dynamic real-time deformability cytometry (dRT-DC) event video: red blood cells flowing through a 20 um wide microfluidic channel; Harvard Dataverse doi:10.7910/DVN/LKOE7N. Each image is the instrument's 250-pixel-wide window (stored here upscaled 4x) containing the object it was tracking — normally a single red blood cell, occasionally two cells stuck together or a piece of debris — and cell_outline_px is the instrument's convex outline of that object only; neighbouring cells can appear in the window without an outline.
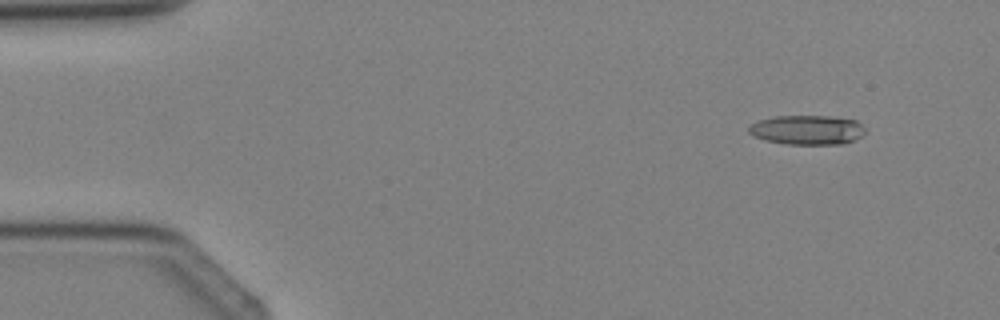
{"species": "Egyptian fruit bat (a non-hibernating species)", "species_latin": "Rousettus aegyptiacus", "temperature_condition": "cold", "stored_images_in_passage": 3, "camera_frame_rate_fps": 3000, "um_per_image_px": 0.085, "animal": {"sex": "female"}, "frame": {"image": 1, "passage_image": 1, "time_ms": 0.0, "image_size_px": [1000, 320], "cell_outline_px": [[868, 132], [856, 140], [844, 144], [784, 144], [764, 140], [748, 132], [748, 128], [752, 124], [760, 120], [776, 116], [828, 116], [856, 120]], "centroid_in_image_um": [68.66, 11.05], "position_along_channel_um": 16.3, "area_um2": 20.06}}
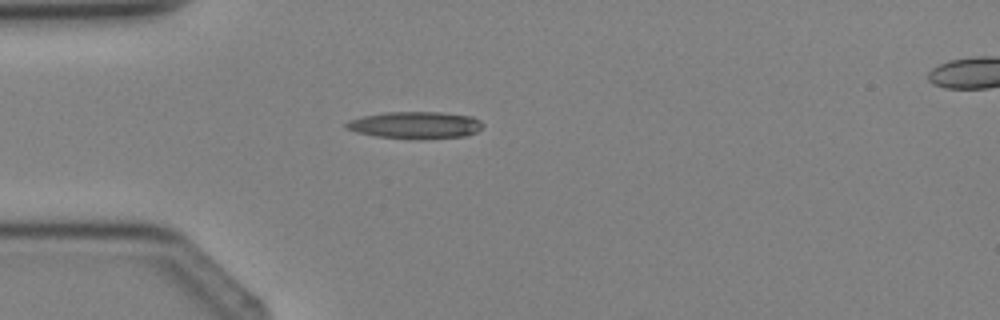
{"frame": {"image": 2, "passage_image": 3, "time_ms": 2.333, "image_size_px": [1000, 320], "cell_outline_px": [[484, 128], [476, 132], [464, 136], [424, 140], [420, 140], [376, 136], [356, 132], [344, 128], [344, 124], [348, 120], [360, 116], [384, 112], [440, 112], [472, 116], [480, 120], [484, 124]], "centroid_in_image_um": [35.3, 10.64], "position_along_channel_um": 49.7, "area_um2": 22.02}}